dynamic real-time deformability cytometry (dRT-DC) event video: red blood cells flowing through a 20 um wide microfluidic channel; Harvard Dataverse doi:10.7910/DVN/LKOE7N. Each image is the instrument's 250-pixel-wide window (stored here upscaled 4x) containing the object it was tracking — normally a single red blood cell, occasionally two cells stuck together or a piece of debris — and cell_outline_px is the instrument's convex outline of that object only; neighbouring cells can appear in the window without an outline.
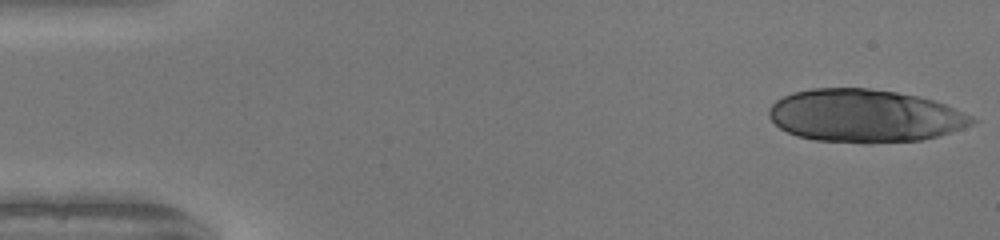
{"species": "human", "species_latin": "Homo sapiens", "temperature_condition": "warm", "stored_images_in_passage": 47, "camera_frame_rate_fps": 3000, "um_per_image_px": 0.085, "donor": {"sex": "female"}, "frame": {"image": 1, "passage_image": 1, "time_ms": 0.0, "image_size_px": [1000, 240], "cell_outline_px": [[976, 120], [972, 124], [964, 128], [952, 132], [920, 140], [864, 144], [816, 140], [796, 136], [780, 128], [768, 116], [768, 108], [776, 100], [792, 92], [812, 88], [868, 88], [896, 92], [920, 96], [944, 104], [972, 116]], "centroid_in_image_um": [73.47, 9.85], "position_along_channel_um": 11.5, "area_um2": 62.77}}
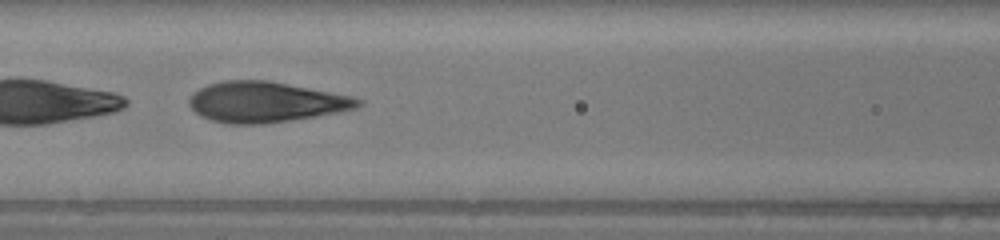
{"frame": {"image": 2, "passage_image": 21, "time_ms": 6.667, "image_size_px": [1000, 240], "cell_outline_px": [[364, 100], [356, 108], [316, 116], [260, 124], [228, 124], [212, 120], [200, 116], [188, 104], [188, 100], [192, 92], [208, 84], [224, 80], [268, 80], [352, 96]], "centroid_in_image_um": [22.53, 8.66], "position_along_channel_um": 144.1, "area_um2": 39.71}}
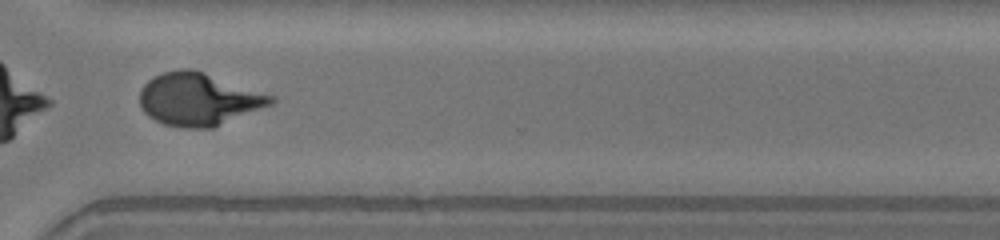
{"frame": {"image": 3, "passage_image": 36, "time_ms": 11.667, "image_size_px": [1000, 240], "cell_outline_px": [[276, 100], [272, 104], [212, 128], [184, 128], [164, 124], [148, 116], [140, 108], [140, 88], [148, 80], [164, 72], [180, 68], [192, 68], [276, 96]], "centroid_in_image_um": [16.88, 8.43], "position_along_channel_um": 353.7, "area_um2": 40.29}, "authors_computed_cell_mechanics": {"area_um2": 40.5178, "velocity_mm_per_s": 4.1827, "shape_relaxation_time_tau1_ms": 2.3052, "shape_relaxation_time_tau2_ms": null, "deformation_change_tau1": 0.3625, "deformation_change_tau2": null}}